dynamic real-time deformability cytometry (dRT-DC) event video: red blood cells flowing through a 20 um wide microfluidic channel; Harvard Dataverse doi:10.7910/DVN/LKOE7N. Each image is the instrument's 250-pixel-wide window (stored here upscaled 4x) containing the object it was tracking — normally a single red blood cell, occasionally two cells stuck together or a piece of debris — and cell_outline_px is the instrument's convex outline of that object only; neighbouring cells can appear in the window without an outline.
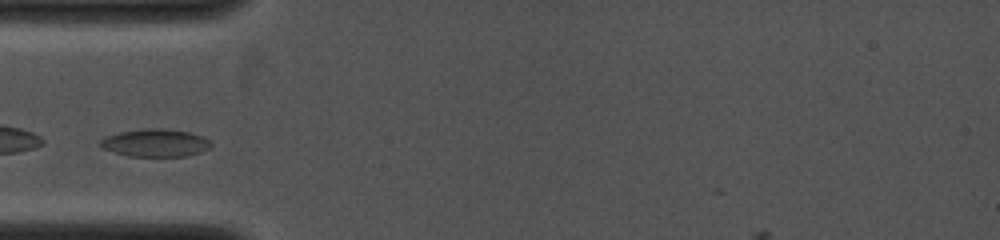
{"species": "common noctule bat (a hibernating species)", "species_latin": "Nyctalus noctula", "temperature_condition": "cold", "stored_images_in_passage": 32, "camera_frame_rate_fps": 4000, "um_per_image_px": 0.085, "animal": {"sex": "female", "body_mass_g": 19.0, "forearm_length_mm": 53.3}, "frame": {"image": 1, "passage_image": 1, "time_ms": 0.0, "image_size_px": [1000, 240], "cell_outline_px": [[212, 144], [208, 148], [200, 152], [188, 156], [128, 156], [100, 148], [96, 144], [100, 140], [108, 136], [120, 132], [144, 128], [164, 128], [188, 132], [204, 136]], "centroid_in_image_um": [13.17, 12.14], "position_along_channel_um": 71.8, "area_um2": 17.98}}